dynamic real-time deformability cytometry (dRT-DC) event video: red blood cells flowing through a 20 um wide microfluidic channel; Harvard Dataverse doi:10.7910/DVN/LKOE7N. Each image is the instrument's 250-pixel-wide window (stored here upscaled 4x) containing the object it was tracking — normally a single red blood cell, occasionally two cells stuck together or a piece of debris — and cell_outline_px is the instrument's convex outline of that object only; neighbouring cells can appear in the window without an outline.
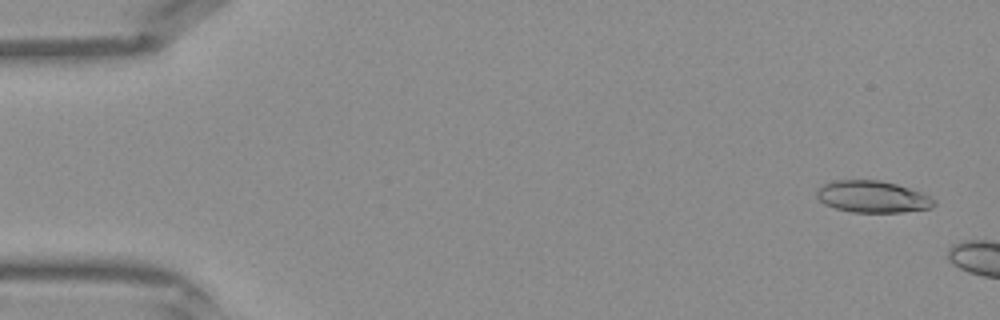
{"species": "Egyptian fruit bat (a non-hibernating species)", "species_latin": "Rousettus aegyptiacus", "temperature_condition": "warm", "stored_images_in_passage": 6, "camera_frame_rate_fps": 3000, "um_per_image_px": 0.085, "frame": {"image": 1, "passage_image": 2, "time_ms": 0.333, "image_size_px": [1000, 320], "cell_outline_px": [[936, 204], [932, 208], [900, 212], [852, 212], [836, 208], [824, 204], [816, 196], [816, 192], [824, 184], [832, 180], [880, 180], [896, 184], [920, 192], [936, 200]], "centroid_in_image_um": [74.16, 16.72], "position_along_channel_um": 10.8, "area_um2": 21.62}}